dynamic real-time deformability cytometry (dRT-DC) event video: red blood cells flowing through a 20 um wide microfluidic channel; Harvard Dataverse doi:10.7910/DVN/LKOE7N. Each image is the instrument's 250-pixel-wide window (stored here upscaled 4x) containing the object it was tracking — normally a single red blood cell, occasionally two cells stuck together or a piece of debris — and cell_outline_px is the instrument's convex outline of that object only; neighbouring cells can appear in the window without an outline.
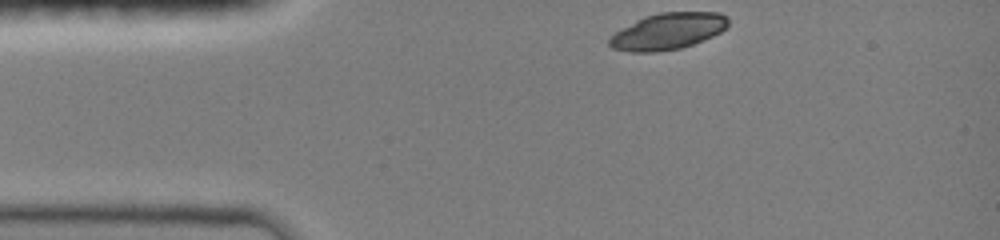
{"species": "common noctule bat (a hibernating species)", "species_latin": "Nyctalus noctula", "temperature_condition": "room temperature", "stored_images_in_passage": 35, "camera_frame_rate_fps": 3000, "um_per_image_px": 0.085, "animal": {"sex": "female", "body_mass_g": 19.0, "forearm_length_mm": 51.5}, "frame": {"image": 1, "passage_image": 1, "time_ms": 0.0, "image_size_px": [1000, 240], "cell_outline_px": [[728, 24], [720, 32], [712, 36], [692, 44], [680, 48], [652, 52], [628, 52], [612, 48], [608, 44], [608, 40], [616, 32], [636, 20], [644, 16], [660, 12], [720, 12], [728, 16]], "centroid_in_image_um": [56.76, 2.65], "position_along_channel_um": 28.2, "area_um2": 25.09}}
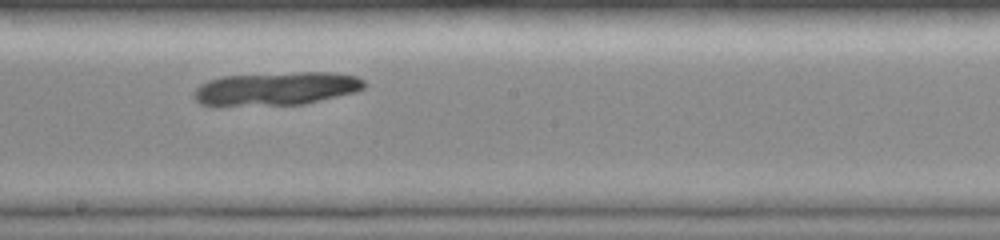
{"frame": {"image": 2, "passage_image": 19, "time_ms": 6.0, "image_size_px": [1000, 240], "cell_outline_px": [[368, 84], [364, 88], [356, 92], [304, 104], [200, 104], [192, 96], [192, 92], [200, 84], [208, 80], [220, 76], [300, 72], [332, 72], [356, 76], [364, 80]], "centroid_in_image_um": [23.53, 7.5], "position_along_channel_um": 224.7, "area_um2": 32.71}}
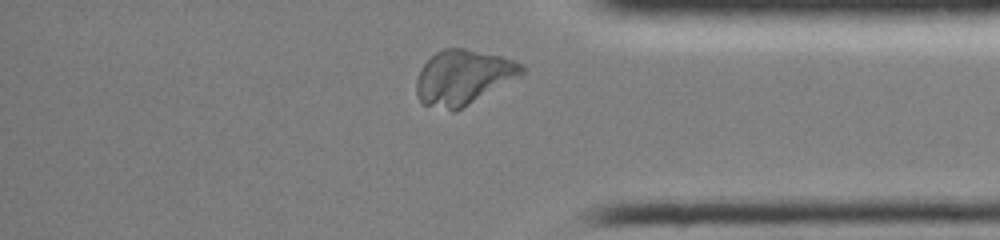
{"frame": {"image": 3, "passage_image": 32, "time_ms": 10.333, "image_size_px": [1000, 240], "cell_outline_px": [[524, 72], [520, 76], [456, 112], [452, 112], [420, 104], [416, 92], [416, 80], [420, 68], [436, 52], [444, 48], [464, 48], [500, 56], [512, 60], [520, 64], [524, 68]], "centroid_in_image_um": [39.32, 6.6], "position_along_channel_um": 395.9, "area_um2": 33.7}}